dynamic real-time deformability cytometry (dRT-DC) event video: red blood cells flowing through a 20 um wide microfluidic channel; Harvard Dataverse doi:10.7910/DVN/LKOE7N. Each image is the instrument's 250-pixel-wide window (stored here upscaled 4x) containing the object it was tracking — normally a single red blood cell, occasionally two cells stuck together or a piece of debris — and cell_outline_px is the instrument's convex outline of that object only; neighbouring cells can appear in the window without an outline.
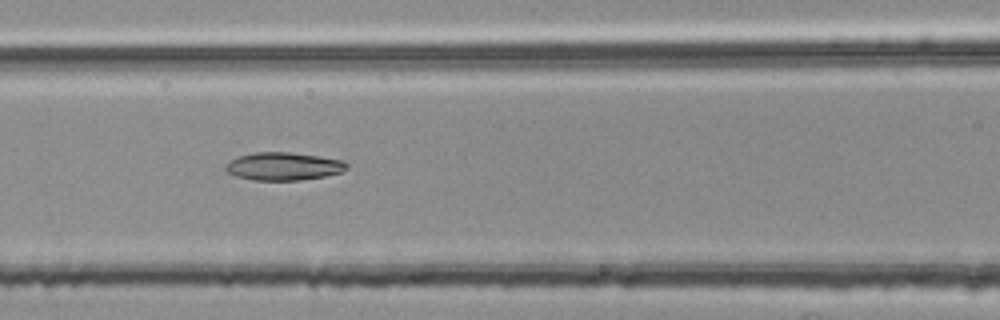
{"species": "common noctule bat (a hibernating species)", "species_latin": "Nyctalus noctula", "temperature_condition": "room temperature", "stored_images_in_passage": 50, "camera_frame_rate_fps": 3000, "um_per_image_px": 0.085, "animal": {"sex": "female", "body_mass_g": 25.1}, "frame": {"image": 1, "passage_image": 23, "time_ms": 7.333, "image_size_px": [1000, 320], "cell_outline_px": [[348, 168], [340, 172], [324, 176], [300, 180], [252, 180], [236, 176], [228, 172], [224, 168], [224, 164], [236, 156], [256, 152], [288, 152], [320, 156], [344, 160], [348, 164]], "centroid_in_image_um": [24.07, 14.13], "position_along_channel_um": 142.5, "area_um2": 19.83}}
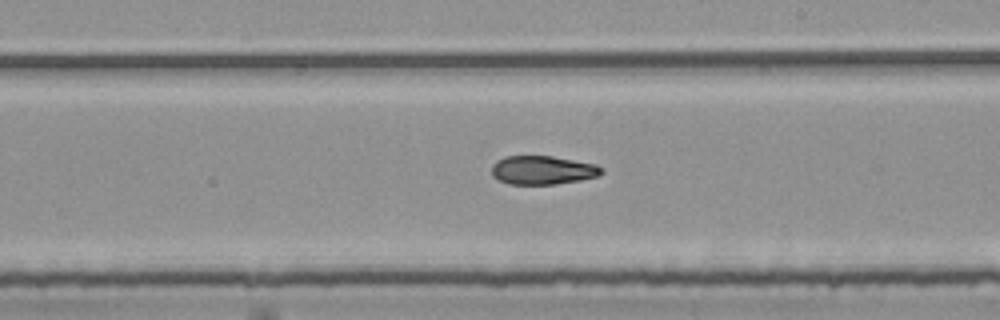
{"frame": {"image": 2, "passage_image": 31, "time_ms": 10.0, "image_size_px": [1000, 320], "cell_outline_px": [[604, 172], [600, 176], [580, 180], [556, 184], [508, 184], [492, 176], [492, 164], [496, 160], [504, 156], [552, 156], [596, 164], [604, 168]], "centroid_in_image_um": [46.14, 14.46], "position_along_channel_um": 242.9, "area_um2": 18.55}}
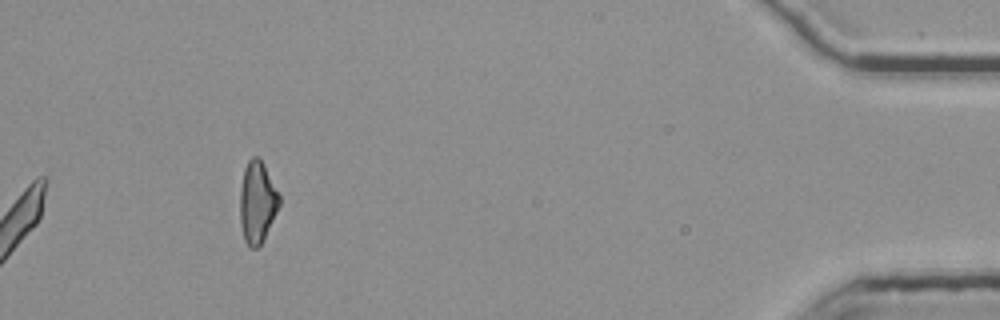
{"frame": {"image": 3, "passage_image": 50, "time_ms": 16.333, "image_size_px": [1000, 320], "cell_outline_px": [[280, 204], [264, 240], [256, 248], [248, 248], [244, 240], [240, 224], [240, 192], [244, 168], [248, 160], [252, 156], [256, 156], [264, 164], [280, 196]], "centroid_in_image_um": [21.86, 17.21], "position_along_channel_um": 413.3, "area_um2": 18.79}, "authors_computed_cell_mechanics": {"area_um2": 19.6231, "velocity_mm_per_s": 3.7882, "shape_relaxation_time_tau1_ms": null, "shape_relaxation_time_tau2_ms": 6.9863, "deformation_change_tau1": null, "deformation_change_tau2": 0.1484}}